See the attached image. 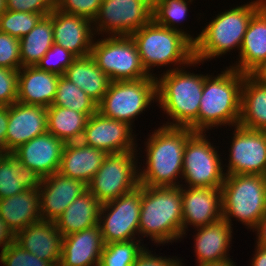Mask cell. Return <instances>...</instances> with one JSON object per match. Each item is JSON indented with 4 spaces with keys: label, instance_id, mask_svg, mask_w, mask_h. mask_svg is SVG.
I'll return each mask as SVG.
<instances>
[{
    "label": "cell",
    "instance_id": "cell-1",
    "mask_svg": "<svg viewBox=\"0 0 266 266\" xmlns=\"http://www.w3.org/2000/svg\"><path fill=\"white\" fill-rule=\"evenodd\" d=\"M193 133L187 127L164 125L152 130L144 139L146 148L143 150L145 156H142L145 163L138 164L139 184L148 187L180 186L184 148Z\"/></svg>",
    "mask_w": 266,
    "mask_h": 266
},
{
    "label": "cell",
    "instance_id": "cell-2",
    "mask_svg": "<svg viewBox=\"0 0 266 266\" xmlns=\"http://www.w3.org/2000/svg\"><path fill=\"white\" fill-rule=\"evenodd\" d=\"M203 65L193 60L185 67L166 73L157 72V107L166 114L169 127H187L198 132V110L203 92L204 79L208 74L192 73L188 70ZM193 66V67H192ZM191 67V68H190ZM169 117V118H168Z\"/></svg>",
    "mask_w": 266,
    "mask_h": 266
},
{
    "label": "cell",
    "instance_id": "cell-3",
    "mask_svg": "<svg viewBox=\"0 0 266 266\" xmlns=\"http://www.w3.org/2000/svg\"><path fill=\"white\" fill-rule=\"evenodd\" d=\"M265 2L250 0L215 14L210 22H206V26H202L200 33H196L194 59L204 63L223 57L228 52L238 50L239 54L249 22Z\"/></svg>",
    "mask_w": 266,
    "mask_h": 266
},
{
    "label": "cell",
    "instance_id": "cell-4",
    "mask_svg": "<svg viewBox=\"0 0 266 266\" xmlns=\"http://www.w3.org/2000/svg\"><path fill=\"white\" fill-rule=\"evenodd\" d=\"M149 238L156 246L182 240L181 186L142 185L139 239ZM142 238V239H141Z\"/></svg>",
    "mask_w": 266,
    "mask_h": 266
},
{
    "label": "cell",
    "instance_id": "cell-5",
    "mask_svg": "<svg viewBox=\"0 0 266 266\" xmlns=\"http://www.w3.org/2000/svg\"><path fill=\"white\" fill-rule=\"evenodd\" d=\"M221 73L209 74L204 79L203 92L198 110V132L209 133L212 129L238 125L240 118L243 73L226 67ZM228 125V126H227Z\"/></svg>",
    "mask_w": 266,
    "mask_h": 266
},
{
    "label": "cell",
    "instance_id": "cell-6",
    "mask_svg": "<svg viewBox=\"0 0 266 266\" xmlns=\"http://www.w3.org/2000/svg\"><path fill=\"white\" fill-rule=\"evenodd\" d=\"M130 36L149 76L157 77L154 68L166 66L162 72L166 73L185 67L194 60V43L182 32L160 26L153 19Z\"/></svg>",
    "mask_w": 266,
    "mask_h": 266
},
{
    "label": "cell",
    "instance_id": "cell-7",
    "mask_svg": "<svg viewBox=\"0 0 266 266\" xmlns=\"http://www.w3.org/2000/svg\"><path fill=\"white\" fill-rule=\"evenodd\" d=\"M221 193L222 218L231 226L241 222L251 232L266 212V176L225 175Z\"/></svg>",
    "mask_w": 266,
    "mask_h": 266
},
{
    "label": "cell",
    "instance_id": "cell-8",
    "mask_svg": "<svg viewBox=\"0 0 266 266\" xmlns=\"http://www.w3.org/2000/svg\"><path fill=\"white\" fill-rule=\"evenodd\" d=\"M157 103L155 77L139 80L111 81L107 92L97 104V111L110 119L125 122L132 128L138 116ZM134 126V127H133Z\"/></svg>",
    "mask_w": 266,
    "mask_h": 266
},
{
    "label": "cell",
    "instance_id": "cell-9",
    "mask_svg": "<svg viewBox=\"0 0 266 266\" xmlns=\"http://www.w3.org/2000/svg\"><path fill=\"white\" fill-rule=\"evenodd\" d=\"M208 136L205 132H194L187 139L180 186L221 189L226 175L223 155L219 154L221 146L213 145Z\"/></svg>",
    "mask_w": 266,
    "mask_h": 266
},
{
    "label": "cell",
    "instance_id": "cell-10",
    "mask_svg": "<svg viewBox=\"0 0 266 266\" xmlns=\"http://www.w3.org/2000/svg\"><path fill=\"white\" fill-rule=\"evenodd\" d=\"M141 149L137 147V151L106 155L101 167L88 184V190L101 203L127 194L140 185L138 164L139 160L143 158Z\"/></svg>",
    "mask_w": 266,
    "mask_h": 266
},
{
    "label": "cell",
    "instance_id": "cell-11",
    "mask_svg": "<svg viewBox=\"0 0 266 266\" xmlns=\"http://www.w3.org/2000/svg\"><path fill=\"white\" fill-rule=\"evenodd\" d=\"M97 38L93 41L90 55L111 81L150 77L142 66L136 43L131 36L104 35Z\"/></svg>",
    "mask_w": 266,
    "mask_h": 266
},
{
    "label": "cell",
    "instance_id": "cell-12",
    "mask_svg": "<svg viewBox=\"0 0 266 266\" xmlns=\"http://www.w3.org/2000/svg\"><path fill=\"white\" fill-rule=\"evenodd\" d=\"M142 185L101 204L99 227L105 244L139 239Z\"/></svg>",
    "mask_w": 266,
    "mask_h": 266
},
{
    "label": "cell",
    "instance_id": "cell-13",
    "mask_svg": "<svg viewBox=\"0 0 266 266\" xmlns=\"http://www.w3.org/2000/svg\"><path fill=\"white\" fill-rule=\"evenodd\" d=\"M155 0H103L93 20L95 36H130L152 20Z\"/></svg>",
    "mask_w": 266,
    "mask_h": 266
},
{
    "label": "cell",
    "instance_id": "cell-14",
    "mask_svg": "<svg viewBox=\"0 0 266 266\" xmlns=\"http://www.w3.org/2000/svg\"><path fill=\"white\" fill-rule=\"evenodd\" d=\"M232 129L227 165L223 164L224 173L266 176V131L251 130L241 125Z\"/></svg>",
    "mask_w": 266,
    "mask_h": 266
},
{
    "label": "cell",
    "instance_id": "cell-15",
    "mask_svg": "<svg viewBox=\"0 0 266 266\" xmlns=\"http://www.w3.org/2000/svg\"><path fill=\"white\" fill-rule=\"evenodd\" d=\"M133 131L129 124L107 118L97 111L89 117L80 141L107 154L137 151L138 139Z\"/></svg>",
    "mask_w": 266,
    "mask_h": 266
},
{
    "label": "cell",
    "instance_id": "cell-16",
    "mask_svg": "<svg viewBox=\"0 0 266 266\" xmlns=\"http://www.w3.org/2000/svg\"><path fill=\"white\" fill-rule=\"evenodd\" d=\"M181 198L182 240L188 235V228L194 230L222 219L221 189L181 186Z\"/></svg>",
    "mask_w": 266,
    "mask_h": 266
},
{
    "label": "cell",
    "instance_id": "cell-17",
    "mask_svg": "<svg viewBox=\"0 0 266 266\" xmlns=\"http://www.w3.org/2000/svg\"><path fill=\"white\" fill-rule=\"evenodd\" d=\"M88 185L78 179L66 177L59 172L43 178L38 189L41 220L55 221Z\"/></svg>",
    "mask_w": 266,
    "mask_h": 266
},
{
    "label": "cell",
    "instance_id": "cell-18",
    "mask_svg": "<svg viewBox=\"0 0 266 266\" xmlns=\"http://www.w3.org/2000/svg\"><path fill=\"white\" fill-rule=\"evenodd\" d=\"M49 15L52 17L56 45L63 47L76 57L90 55L96 37L91 20L56 8Z\"/></svg>",
    "mask_w": 266,
    "mask_h": 266
},
{
    "label": "cell",
    "instance_id": "cell-19",
    "mask_svg": "<svg viewBox=\"0 0 266 266\" xmlns=\"http://www.w3.org/2000/svg\"><path fill=\"white\" fill-rule=\"evenodd\" d=\"M48 132L47 108L15 102L9 106L6 133V153H12L20 145Z\"/></svg>",
    "mask_w": 266,
    "mask_h": 266
},
{
    "label": "cell",
    "instance_id": "cell-20",
    "mask_svg": "<svg viewBox=\"0 0 266 266\" xmlns=\"http://www.w3.org/2000/svg\"><path fill=\"white\" fill-rule=\"evenodd\" d=\"M65 142L49 132L20 145L12 154L16 159L45 178L58 172Z\"/></svg>",
    "mask_w": 266,
    "mask_h": 266
},
{
    "label": "cell",
    "instance_id": "cell-21",
    "mask_svg": "<svg viewBox=\"0 0 266 266\" xmlns=\"http://www.w3.org/2000/svg\"><path fill=\"white\" fill-rule=\"evenodd\" d=\"M195 231L192 247L196 265L233 259L229 254V249L233 246V227L223 218L210 225L195 228Z\"/></svg>",
    "mask_w": 266,
    "mask_h": 266
},
{
    "label": "cell",
    "instance_id": "cell-22",
    "mask_svg": "<svg viewBox=\"0 0 266 266\" xmlns=\"http://www.w3.org/2000/svg\"><path fill=\"white\" fill-rule=\"evenodd\" d=\"M104 245L99 224L64 236L59 266H99Z\"/></svg>",
    "mask_w": 266,
    "mask_h": 266
},
{
    "label": "cell",
    "instance_id": "cell-23",
    "mask_svg": "<svg viewBox=\"0 0 266 266\" xmlns=\"http://www.w3.org/2000/svg\"><path fill=\"white\" fill-rule=\"evenodd\" d=\"M63 236L55 222L39 220L16 234V242L41 260L59 266Z\"/></svg>",
    "mask_w": 266,
    "mask_h": 266
},
{
    "label": "cell",
    "instance_id": "cell-24",
    "mask_svg": "<svg viewBox=\"0 0 266 266\" xmlns=\"http://www.w3.org/2000/svg\"><path fill=\"white\" fill-rule=\"evenodd\" d=\"M237 56L229 67L245 75L266 61V2L253 14Z\"/></svg>",
    "mask_w": 266,
    "mask_h": 266
},
{
    "label": "cell",
    "instance_id": "cell-25",
    "mask_svg": "<svg viewBox=\"0 0 266 266\" xmlns=\"http://www.w3.org/2000/svg\"><path fill=\"white\" fill-rule=\"evenodd\" d=\"M60 75L39 69L37 66L18 70L17 102L26 105H52Z\"/></svg>",
    "mask_w": 266,
    "mask_h": 266
},
{
    "label": "cell",
    "instance_id": "cell-26",
    "mask_svg": "<svg viewBox=\"0 0 266 266\" xmlns=\"http://www.w3.org/2000/svg\"><path fill=\"white\" fill-rule=\"evenodd\" d=\"M107 153L83 144L81 141L65 144L58 172L66 177L91 182Z\"/></svg>",
    "mask_w": 266,
    "mask_h": 266
},
{
    "label": "cell",
    "instance_id": "cell-27",
    "mask_svg": "<svg viewBox=\"0 0 266 266\" xmlns=\"http://www.w3.org/2000/svg\"><path fill=\"white\" fill-rule=\"evenodd\" d=\"M0 216L15 234L41 220L38 190H25L0 199Z\"/></svg>",
    "mask_w": 266,
    "mask_h": 266
},
{
    "label": "cell",
    "instance_id": "cell-28",
    "mask_svg": "<svg viewBox=\"0 0 266 266\" xmlns=\"http://www.w3.org/2000/svg\"><path fill=\"white\" fill-rule=\"evenodd\" d=\"M101 202L87 190L76 198L54 221L61 235L82 231L98 225Z\"/></svg>",
    "mask_w": 266,
    "mask_h": 266
},
{
    "label": "cell",
    "instance_id": "cell-29",
    "mask_svg": "<svg viewBox=\"0 0 266 266\" xmlns=\"http://www.w3.org/2000/svg\"><path fill=\"white\" fill-rule=\"evenodd\" d=\"M43 177L20 163L12 153L0 155V199L25 190H38Z\"/></svg>",
    "mask_w": 266,
    "mask_h": 266
},
{
    "label": "cell",
    "instance_id": "cell-30",
    "mask_svg": "<svg viewBox=\"0 0 266 266\" xmlns=\"http://www.w3.org/2000/svg\"><path fill=\"white\" fill-rule=\"evenodd\" d=\"M63 76L82 89L97 104L111 83L109 76L97 66L91 55L77 57L65 70Z\"/></svg>",
    "mask_w": 266,
    "mask_h": 266
},
{
    "label": "cell",
    "instance_id": "cell-31",
    "mask_svg": "<svg viewBox=\"0 0 266 266\" xmlns=\"http://www.w3.org/2000/svg\"><path fill=\"white\" fill-rule=\"evenodd\" d=\"M238 125L251 130L266 131V86L250 75H244Z\"/></svg>",
    "mask_w": 266,
    "mask_h": 266
},
{
    "label": "cell",
    "instance_id": "cell-32",
    "mask_svg": "<svg viewBox=\"0 0 266 266\" xmlns=\"http://www.w3.org/2000/svg\"><path fill=\"white\" fill-rule=\"evenodd\" d=\"M90 116L70 108L49 106L47 107L48 132L65 143L80 141Z\"/></svg>",
    "mask_w": 266,
    "mask_h": 266
},
{
    "label": "cell",
    "instance_id": "cell-33",
    "mask_svg": "<svg viewBox=\"0 0 266 266\" xmlns=\"http://www.w3.org/2000/svg\"><path fill=\"white\" fill-rule=\"evenodd\" d=\"M19 42L22 67L36 66L54 44L52 17L44 16Z\"/></svg>",
    "mask_w": 266,
    "mask_h": 266
},
{
    "label": "cell",
    "instance_id": "cell-34",
    "mask_svg": "<svg viewBox=\"0 0 266 266\" xmlns=\"http://www.w3.org/2000/svg\"><path fill=\"white\" fill-rule=\"evenodd\" d=\"M193 1L194 0H155L152 10V19L160 26L182 32L194 43L196 41V36L192 34L191 30L185 31L183 27V22H185L184 20L187 21L186 17L189 15L188 12L190 11V5Z\"/></svg>",
    "mask_w": 266,
    "mask_h": 266
},
{
    "label": "cell",
    "instance_id": "cell-35",
    "mask_svg": "<svg viewBox=\"0 0 266 266\" xmlns=\"http://www.w3.org/2000/svg\"><path fill=\"white\" fill-rule=\"evenodd\" d=\"M51 106L70 108L85 115L97 112V103L63 75L59 77L55 99Z\"/></svg>",
    "mask_w": 266,
    "mask_h": 266
},
{
    "label": "cell",
    "instance_id": "cell-36",
    "mask_svg": "<svg viewBox=\"0 0 266 266\" xmlns=\"http://www.w3.org/2000/svg\"><path fill=\"white\" fill-rule=\"evenodd\" d=\"M140 239L128 242H111L104 245L99 266H133L146 247Z\"/></svg>",
    "mask_w": 266,
    "mask_h": 266
},
{
    "label": "cell",
    "instance_id": "cell-37",
    "mask_svg": "<svg viewBox=\"0 0 266 266\" xmlns=\"http://www.w3.org/2000/svg\"><path fill=\"white\" fill-rule=\"evenodd\" d=\"M44 17L31 12L9 11L0 17V31L21 39L27 35Z\"/></svg>",
    "mask_w": 266,
    "mask_h": 266
},
{
    "label": "cell",
    "instance_id": "cell-38",
    "mask_svg": "<svg viewBox=\"0 0 266 266\" xmlns=\"http://www.w3.org/2000/svg\"><path fill=\"white\" fill-rule=\"evenodd\" d=\"M76 58L74 54L54 43L36 66L61 76Z\"/></svg>",
    "mask_w": 266,
    "mask_h": 266
},
{
    "label": "cell",
    "instance_id": "cell-39",
    "mask_svg": "<svg viewBox=\"0 0 266 266\" xmlns=\"http://www.w3.org/2000/svg\"><path fill=\"white\" fill-rule=\"evenodd\" d=\"M3 266H54L51 262L41 260L36 255L26 251L16 241L0 255Z\"/></svg>",
    "mask_w": 266,
    "mask_h": 266
},
{
    "label": "cell",
    "instance_id": "cell-40",
    "mask_svg": "<svg viewBox=\"0 0 266 266\" xmlns=\"http://www.w3.org/2000/svg\"><path fill=\"white\" fill-rule=\"evenodd\" d=\"M0 67L19 70L20 60L19 39L0 31Z\"/></svg>",
    "mask_w": 266,
    "mask_h": 266
},
{
    "label": "cell",
    "instance_id": "cell-41",
    "mask_svg": "<svg viewBox=\"0 0 266 266\" xmlns=\"http://www.w3.org/2000/svg\"><path fill=\"white\" fill-rule=\"evenodd\" d=\"M103 0H55V8L93 22Z\"/></svg>",
    "mask_w": 266,
    "mask_h": 266
},
{
    "label": "cell",
    "instance_id": "cell-42",
    "mask_svg": "<svg viewBox=\"0 0 266 266\" xmlns=\"http://www.w3.org/2000/svg\"><path fill=\"white\" fill-rule=\"evenodd\" d=\"M18 97V70L0 67V106H10Z\"/></svg>",
    "mask_w": 266,
    "mask_h": 266
},
{
    "label": "cell",
    "instance_id": "cell-43",
    "mask_svg": "<svg viewBox=\"0 0 266 266\" xmlns=\"http://www.w3.org/2000/svg\"><path fill=\"white\" fill-rule=\"evenodd\" d=\"M7 10L48 16L55 9V0H6Z\"/></svg>",
    "mask_w": 266,
    "mask_h": 266
},
{
    "label": "cell",
    "instance_id": "cell-44",
    "mask_svg": "<svg viewBox=\"0 0 266 266\" xmlns=\"http://www.w3.org/2000/svg\"><path fill=\"white\" fill-rule=\"evenodd\" d=\"M138 255L133 266H181V259L177 256H162L156 254V252L149 250L148 244ZM171 257V258H170Z\"/></svg>",
    "mask_w": 266,
    "mask_h": 266
},
{
    "label": "cell",
    "instance_id": "cell-45",
    "mask_svg": "<svg viewBox=\"0 0 266 266\" xmlns=\"http://www.w3.org/2000/svg\"><path fill=\"white\" fill-rule=\"evenodd\" d=\"M15 241L16 234L8 227V225L0 216V255Z\"/></svg>",
    "mask_w": 266,
    "mask_h": 266
},
{
    "label": "cell",
    "instance_id": "cell-46",
    "mask_svg": "<svg viewBox=\"0 0 266 266\" xmlns=\"http://www.w3.org/2000/svg\"><path fill=\"white\" fill-rule=\"evenodd\" d=\"M9 119V106H0V149L6 153V133Z\"/></svg>",
    "mask_w": 266,
    "mask_h": 266
},
{
    "label": "cell",
    "instance_id": "cell-47",
    "mask_svg": "<svg viewBox=\"0 0 266 266\" xmlns=\"http://www.w3.org/2000/svg\"><path fill=\"white\" fill-rule=\"evenodd\" d=\"M252 232L255 233V244L266 247V212L254 227Z\"/></svg>",
    "mask_w": 266,
    "mask_h": 266
},
{
    "label": "cell",
    "instance_id": "cell-48",
    "mask_svg": "<svg viewBox=\"0 0 266 266\" xmlns=\"http://www.w3.org/2000/svg\"><path fill=\"white\" fill-rule=\"evenodd\" d=\"M254 256L251 257L250 266H266V247L256 244Z\"/></svg>",
    "mask_w": 266,
    "mask_h": 266
},
{
    "label": "cell",
    "instance_id": "cell-49",
    "mask_svg": "<svg viewBox=\"0 0 266 266\" xmlns=\"http://www.w3.org/2000/svg\"><path fill=\"white\" fill-rule=\"evenodd\" d=\"M249 75L261 85L266 86V61L256 67Z\"/></svg>",
    "mask_w": 266,
    "mask_h": 266
},
{
    "label": "cell",
    "instance_id": "cell-50",
    "mask_svg": "<svg viewBox=\"0 0 266 266\" xmlns=\"http://www.w3.org/2000/svg\"><path fill=\"white\" fill-rule=\"evenodd\" d=\"M182 260L183 259L181 258V266H185L186 263H183ZM235 263L236 262H234L232 259H230V260H226V261L219 262V263H205V264H199L196 266H236Z\"/></svg>",
    "mask_w": 266,
    "mask_h": 266
},
{
    "label": "cell",
    "instance_id": "cell-51",
    "mask_svg": "<svg viewBox=\"0 0 266 266\" xmlns=\"http://www.w3.org/2000/svg\"><path fill=\"white\" fill-rule=\"evenodd\" d=\"M7 3L6 0H0V17L6 12Z\"/></svg>",
    "mask_w": 266,
    "mask_h": 266
}]
</instances>
